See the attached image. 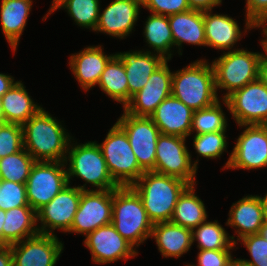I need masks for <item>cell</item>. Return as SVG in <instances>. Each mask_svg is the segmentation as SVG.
Wrapping results in <instances>:
<instances>
[{
  "label": "cell",
  "instance_id": "obj_19",
  "mask_svg": "<svg viewBox=\"0 0 267 266\" xmlns=\"http://www.w3.org/2000/svg\"><path fill=\"white\" fill-rule=\"evenodd\" d=\"M238 21L227 14H213L212 10L204 11V28L206 46L217 50L232 51L247 29L257 28L251 21H245V29L240 30ZM242 36V37H241Z\"/></svg>",
  "mask_w": 267,
  "mask_h": 266
},
{
  "label": "cell",
  "instance_id": "obj_2",
  "mask_svg": "<svg viewBox=\"0 0 267 266\" xmlns=\"http://www.w3.org/2000/svg\"><path fill=\"white\" fill-rule=\"evenodd\" d=\"M189 184L179 178L145 171L131 186L152 223L171 221L179 196Z\"/></svg>",
  "mask_w": 267,
  "mask_h": 266
},
{
  "label": "cell",
  "instance_id": "obj_44",
  "mask_svg": "<svg viewBox=\"0 0 267 266\" xmlns=\"http://www.w3.org/2000/svg\"><path fill=\"white\" fill-rule=\"evenodd\" d=\"M17 81L14 77L0 73V97H2Z\"/></svg>",
  "mask_w": 267,
  "mask_h": 266
},
{
  "label": "cell",
  "instance_id": "obj_40",
  "mask_svg": "<svg viewBox=\"0 0 267 266\" xmlns=\"http://www.w3.org/2000/svg\"><path fill=\"white\" fill-rule=\"evenodd\" d=\"M144 9L152 14L170 16L190 10L187 0H142Z\"/></svg>",
  "mask_w": 267,
  "mask_h": 266
},
{
  "label": "cell",
  "instance_id": "obj_14",
  "mask_svg": "<svg viewBox=\"0 0 267 266\" xmlns=\"http://www.w3.org/2000/svg\"><path fill=\"white\" fill-rule=\"evenodd\" d=\"M113 190L82 191L77 212L68 233L84 234L112 223Z\"/></svg>",
  "mask_w": 267,
  "mask_h": 266
},
{
  "label": "cell",
  "instance_id": "obj_10",
  "mask_svg": "<svg viewBox=\"0 0 267 266\" xmlns=\"http://www.w3.org/2000/svg\"><path fill=\"white\" fill-rule=\"evenodd\" d=\"M223 104L237 125L267 124V86L259 78L222 99Z\"/></svg>",
  "mask_w": 267,
  "mask_h": 266
},
{
  "label": "cell",
  "instance_id": "obj_29",
  "mask_svg": "<svg viewBox=\"0 0 267 266\" xmlns=\"http://www.w3.org/2000/svg\"><path fill=\"white\" fill-rule=\"evenodd\" d=\"M196 185H189L179 196L171 222L193 230L207 220L204 202L195 193Z\"/></svg>",
  "mask_w": 267,
  "mask_h": 266
},
{
  "label": "cell",
  "instance_id": "obj_49",
  "mask_svg": "<svg viewBox=\"0 0 267 266\" xmlns=\"http://www.w3.org/2000/svg\"><path fill=\"white\" fill-rule=\"evenodd\" d=\"M262 27V34L264 35V42L267 47V20L259 27Z\"/></svg>",
  "mask_w": 267,
  "mask_h": 266
},
{
  "label": "cell",
  "instance_id": "obj_34",
  "mask_svg": "<svg viewBox=\"0 0 267 266\" xmlns=\"http://www.w3.org/2000/svg\"><path fill=\"white\" fill-rule=\"evenodd\" d=\"M224 113L220 100L210 107L195 110L192 116L190 136L192 132L198 135L227 131L228 121Z\"/></svg>",
  "mask_w": 267,
  "mask_h": 266
},
{
  "label": "cell",
  "instance_id": "obj_12",
  "mask_svg": "<svg viewBox=\"0 0 267 266\" xmlns=\"http://www.w3.org/2000/svg\"><path fill=\"white\" fill-rule=\"evenodd\" d=\"M116 123L125 131L139 166L144 171H153L158 136L161 134L153 120L136 117L123 110Z\"/></svg>",
  "mask_w": 267,
  "mask_h": 266
},
{
  "label": "cell",
  "instance_id": "obj_42",
  "mask_svg": "<svg viewBox=\"0 0 267 266\" xmlns=\"http://www.w3.org/2000/svg\"><path fill=\"white\" fill-rule=\"evenodd\" d=\"M245 20L259 28L267 20V0H245Z\"/></svg>",
  "mask_w": 267,
  "mask_h": 266
},
{
  "label": "cell",
  "instance_id": "obj_43",
  "mask_svg": "<svg viewBox=\"0 0 267 266\" xmlns=\"http://www.w3.org/2000/svg\"><path fill=\"white\" fill-rule=\"evenodd\" d=\"M193 10L208 11L213 10L222 4V0H187Z\"/></svg>",
  "mask_w": 267,
  "mask_h": 266
},
{
  "label": "cell",
  "instance_id": "obj_45",
  "mask_svg": "<svg viewBox=\"0 0 267 266\" xmlns=\"http://www.w3.org/2000/svg\"><path fill=\"white\" fill-rule=\"evenodd\" d=\"M0 266H13V256L10 245L0 250Z\"/></svg>",
  "mask_w": 267,
  "mask_h": 266
},
{
  "label": "cell",
  "instance_id": "obj_37",
  "mask_svg": "<svg viewBox=\"0 0 267 266\" xmlns=\"http://www.w3.org/2000/svg\"><path fill=\"white\" fill-rule=\"evenodd\" d=\"M22 206H29L26 185L1 179L0 209L7 211Z\"/></svg>",
  "mask_w": 267,
  "mask_h": 266
},
{
  "label": "cell",
  "instance_id": "obj_18",
  "mask_svg": "<svg viewBox=\"0 0 267 266\" xmlns=\"http://www.w3.org/2000/svg\"><path fill=\"white\" fill-rule=\"evenodd\" d=\"M142 0H112L101 13L95 32L124 39L132 33L139 17Z\"/></svg>",
  "mask_w": 267,
  "mask_h": 266
},
{
  "label": "cell",
  "instance_id": "obj_26",
  "mask_svg": "<svg viewBox=\"0 0 267 266\" xmlns=\"http://www.w3.org/2000/svg\"><path fill=\"white\" fill-rule=\"evenodd\" d=\"M32 5L33 0H1V30L13 53L23 35Z\"/></svg>",
  "mask_w": 267,
  "mask_h": 266
},
{
  "label": "cell",
  "instance_id": "obj_11",
  "mask_svg": "<svg viewBox=\"0 0 267 266\" xmlns=\"http://www.w3.org/2000/svg\"><path fill=\"white\" fill-rule=\"evenodd\" d=\"M245 127L236 139L225 169L252 170L267 167V125H238Z\"/></svg>",
  "mask_w": 267,
  "mask_h": 266
},
{
  "label": "cell",
  "instance_id": "obj_3",
  "mask_svg": "<svg viewBox=\"0 0 267 266\" xmlns=\"http://www.w3.org/2000/svg\"><path fill=\"white\" fill-rule=\"evenodd\" d=\"M171 94L194 111L215 104L220 99L212 64L200 59L172 72Z\"/></svg>",
  "mask_w": 267,
  "mask_h": 266
},
{
  "label": "cell",
  "instance_id": "obj_53",
  "mask_svg": "<svg viewBox=\"0 0 267 266\" xmlns=\"http://www.w3.org/2000/svg\"><path fill=\"white\" fill-rule=\"evenodd\" d=\"M6 246L7 245L5 244V242L0 238V250L3 249Z\"/></svg>",
  "mask_w": 267,
  "mask_h": 266
},
{
  "label": "cell",
  "instance_id": "obj_7",
  "mask_svg": "<svg viewBox=\"0 0 267 266\" xmlns=\"http://www.w3.org/2000/svg\"><path fill=\"white\" fill-rule=\"evenodd\" d=\"M98 145L110 176L119 187L132 186L145 172L138 164L125 131L116 122Z\"/></svg>",
  "mask_w": 267,
  "mask_h": 266
},
{
  "label": "cell",
  "instance_id": "obj_33",
  "mask_svg": "<svg viewBox=\"0 0 267 266\" xmlns=\"http://www.w3.org/2000/svg\"><path fill=\"white\" fill-rule=\"evenodd\" d=\"M234 236H230L218 220H206L192 230V243L197 241L199 250H233L236 246Z\"/></svg>",
  "mask_w": 267,
  "mask_h": 266
},
{
  "label": "cell",
  "instance_id": "obj_47",
  "mask_svg": "<svg viewBox=\"0 0 267 266\" xmlns=\"http://www.w3.org/2000/svg\"><path fill=\"white\" fill-rule=\"evenodd\" d=\"M259 199L261 201L262 208H263L264 222H267V193L264 195V197L260 195Z\"/></svg>",
  "mask_w": 267,
  "mask_h": 266
},
{
  "label": "cell",
  "instance_id": "obj_36",
  "mask_svg": "<svg viewBox=\"0 0 267 266\" xmlns=\"http://www.w3.org/2000/svg\"><path fill=\"white\" fill-rule=\"evenodd\" d=\"M227 131H218L212 133L194 135L193 147L198 156L208 159H217L227 151Z\"/></svg>",
  "mask_w": 267,
  "mask_h": 266
},
{
  "label": "cell",
  "instance_id": "obj_9",
  "mask_svg": "<svg viewBox=\"0 0 267 266\" xmlns=\"http://www.w3.org/2000/svg\"><path fill=\"white\" fill-rule=\"evenodd\" d=\"M65 162L36 161L26 182L28 205L36 212L47 205L67 184Z\"/></svg>",
  "mask_w": 267,
  "mask_h": 266
},
{
  "label": "cell",
  "instance_id": "obj_8",
  "mask_svg": "<svg viewBox=\"0 0 267 266\" xmlns=\"http://www.w3.org/2000/svg\"><path fill=\"white\" fill-rule=\"evenodd\" d=\"M186 139L180 136L160 134L156 146L155 168L153 172L179 178L189 185H197L198 158L186 146Z\"/></svg>",
  "mask_w": 267,
  "mask_h": 266
},
{
  "label": "cell",
  "instance_id": "obj_52",
  "mask_svg": "<svg viewBox=\"0 0 267 266\" xmlns=\"http://www.w3.org/2000/svg\"><path fill=\"white\" fill-rule=\"evenodd\" d=\"M0 123H4L3 113H2V100L0 97Z\"/></svg>",
  "mask_w": 267,
  "mask_h": 266
},
{
  "label": "cell",
  "instance_id": "obj_22",
  "mask_svg": "<svg viewBox=\"0 0 267 266\" xmlns=\"http://www.w3.org/2000/svg\"><path fill=\"white\" fill-rule=\"evenodd\" d=\"M123 62L128 79L129 101L149 80L151 74L165 61L158 54L147 50H131L116 53Z\"/></svg>",
  "mask_w": 267,
  "mask_h": 266
},
{
  "label": "cell",
  "instance_id": "obj_6",
  "mask_svg": "<svg viewBox=\"0 0 267 266\" xmlns=\"http://www.w3.org/2000/svg\"><path fill=\"white\" fill-rule=\"evenodd\" d=\"M70 141L65 165L68 167L67 180L71 183L73 177L85 181V184L77 186L80 190H114L119 186L114 182L107 169L106 161L96 141L86 143H72ZM69 161V162H68ZM69 163V164H68ZM90 184L96 189H88Z\"/></svg>",
  "mask_w": 267,
  "mask_h": 266
},
{
  "label": "cell",
  "instance_id": "obj_21",
  "mask_svg": "<svg viewBox=\"0 0 267 266\" xmlns=\"http://www.w3.org/2000/svg\"><path fill=\"white\" fill-rule=\"evenodd\" d=\"M193 112L171 94L157 106L150 118L161 134L187 138L190 136Z\"/></svg>",
  "mask_w": 267,
  "mask_h": 266
},
{
  "label": "cell",
  "instance_id": "obj_1",
  "mask_svg": "<svg viewBox=\"0 0 267 266\" xmlns=\"http://www.w3.org/2000/svg\"><path fill=\"white\" fill-rule=\"evenodd\" d=\"M24 149L35 161L65 162L72 136L42 107L22 125Z\"/></svg>",
  "mask_w": 267,
  "mask_h": 266
},
{
  "label": "cell",
  "instance_id": "obj_27",
  "mask_svg": "<svg viewBox=\"0 0 267 266\" xmlns=\"http://www.w3.org/2000/svg\"><path fill=\"white\" fill-rule=\"evenodd\" d=\"M22 81H18L1 97L4 123L23 125L42 107L31 99Z\"/></svg>",
  "mask_w": 267,
  "mask_h": 266
},
{
  "label": "cell",
  "instance_id": "obj_50",
  "mask_svg": "<svg viewBox=\"0 0 267 266\" xmlns=\"http://www.w3.org/2000/svg\"><path fill=\"white\" fill-rule=\"evenodd\" d=\"M226 266H244L239 258H233Z\"/></svg>",
  "mask_w": 267,
  "mask_h": 266
},
{
  "label": "cell",
  "instance_id": "obj_16",
  "mask_svg": "<svg viewBox=\"0 0 267 266\" xmlns=\"http://www.w3.org/2000/svg\"><path fill=\"white\" fill-rule=\"evenodd\" d=\"M83 242L90 250L95 264H110L118 260L128 261L138 255V250L116 231L112 223L89 233Z\"/></svg>",
  "mask_w": 267,
  "mask_h": 266
},
{
  "label": "cell",
  "instance_id": "obj_41",
  "mask_svg": "<svg viewBox=\"0 0 267 266\" xmlns=\"http://www.w3.org/2000/svg\"><path fill=\"white\" fill-rule=\"evenodd\" d=\"M197 265L185 266H226L234 257L231 250H198Z\"/></svg>",
  "mask_w": 267,
  "mask_h": 266
},
{
  "label": "cell",
  "instance_id": "obj_20",
  "mask_svg": "<svg viewBox=\"0 0 267 266\" xmlns=\"http://www.w3.org/2000/svg\"><path fill=\"white\" fill-rule=\"evenodd\" d=\"M114 55H107L101 45H93L72 54L68 64L81 88L87 92L98 85L103 70Z\"/></svg>",
  "mask_w": 267,
  "mask_h": 266
},
{
  "label": "cell",
  "instance_id": "obj_51",
  "mask_svg": "<svg viewBox=\"0 0 267 266\" xmlns=\"http://www.w3.org/2000/svg\"><path fill=\"white\" fill-rule=\"evenodd\" d=\"M263 238L267 241V222H264V224L262 225L260 232H259Z\"/></svg>",
  "mask_w": 267,
  "mask_h": 266
},
{
  "label": "cell",
  "instance_id": "obj_4",
  "mask_svg": "<svg viewBox=\"0 0 267 266\" xmlns=\"http://www.w3.org/2000/svg\"><path fill=\"white\" fill-rule=\"evenodd\" d=\"M112 224L136 250L151 237L153 223L138 193L131 187L113 190Z\"/></svg>",
  "mask_w": 267,
  "mask_h": 266
},
{
  "label": "cell",
  "instance_id": "obj_31",
  "mask_svg": "<svg viewBox=\"0 0 267 266\" xmlns=\"http://www.w3.org/2000/svg\"><path fill=\"white\" fill-rule=\"evenodd\" d=\"M98 86L106 96L122 104L123 108L129 102L128 79L123 62L116 53L103 70Z\"/></svg>",
  "mask_w": 267,
  "mask_h": 266
},
{
  "label": "cell",
  "instance_id": "obj_23",
  "mask_svg": "<svg viewBox=\"0 0 267 266\" xmlns=\"http://www.w3.org/2000/svg\"><path fill=\"white\" fill-rule=\"evenodd\" d=\"M226 226L235 229L237 240L258 234L264 224L263 208L258 195H247L233 203L229 210Z\"/></svg>",
  "mask_w": 267,
  "mask_h": 266
},
{
  "label": "cell",
  "instance_id": "obj_28",
  "mask_svg": "<svg viewBox=\"0 0 267 266\" xmlns=\"http://www.w3.org/2000/svg\"><path fill=\"white\" fill-rule=\"evenodd\" d=\"M2 240L11 245L39 234L36 211L30 206L16 207L5 211Z\"/></svg>",
  "mask_w": 267,
  "mask_h": 266
},
{
  "label": "cell",
  "instance_id": "obj_38",
  "mask_svg": "<svg viewBox=\"0 0 267 266\" xmlns=\"http://www.w3.org/2000/svg\"><path fill=\"white\" fill-rule=\"evenodd\" d=\"M24 148L22 125L0 123V159Z\"/></svg>",
  "mask_w": 267,
  "mask_h": 266
},
{
  "label": "cell",
  "instance_id": "obj_15",
  "mask_svg": "<svg viewBox=\"0 0 267 266\" xmlns=\"http://www.w3.org/2000/svg\"><path fill=\"white\" fill-rule=\"evenodd\" d=\"M165 60L149 77L145 86L125 105L124 111L136 117H150L172 93V72Z\"/></svg>",
  "mask_w": 267,
  "mask_h": 266
},
{
  "label": "cell",
  "instance_id": "obj_39",
  "mask_svg": "<svg viewBox=\"0 0 267 266\" xmlns=\"http://www.w3.org/2000/svg\"><path fill=\"white\" fill-rule=\"evenodd\" d=\"M240 241V244L246 247L252 259L239 258L244 266H267V241L260 233L247 235L238 240V242Z\"/></svg>",
  "mask_w": 267,
  "mask_h": 266
},
{
  "label": "cell",
  "instance_id": "obj_32",
  "mask_svg": "<svg viewBox=\"0 0 267 266\" xmlns=\"http://www.w3.org/2000/svg\"><path fill=\"white\" fill-rule=\"evenodd\" d=\"M51 3L43 20L57 9H66L68 15L79 27L95 31L99 20L100 0H52Z\"/></svg>",
  "mask_w": 267,
  "mask_h": 266
},
{
  "label": "cell",
  "instance_id": "obj_17",
  "mask_svg": "<svg viewBox=\"0 0 267 266\" xmlns=\"http://www.w3.org/2000/svg\"><path fill=\"white\" fill-rule=\"evenodd\" d=\"M13 266H55L64 245L54 235L38 234L10 245Z\"/></svg>",
  "mask_w": 267,
  "mask_h": 266
},
{
  "label": "cell",
  "instance_id": "obj_30",
  "mask_svg": "<svg viewBox=\"0 0 267 266\" xmlns=\"http://www.w3.org/2000/svg\"><path fill=\"white\" fill-rule=\"evenodd\" d=\"M145 21L143 36L152 53L161 55L165 60H171L173 57L172 48L174 49V41L170 28L168 16L152 14Z\"/></svg>",
  "mask_w": 267,
  "mask_h": 266
},
{
  "label": "cell",
  "instance_id": "obj_24",
  "mask_svg": "<svg viewBox=\"0 0 267 266\" xmlns=\"http://www.w3.org/2000/svg\"><path fill=\"white\" fill-rule=\"evenodd\" d=\"M174 46L182 55V44L206 46L204 11L190 9L185 12L168 16Z\"/></svg>",
  "mask_w": 267,
  "mask_h": 266
},
{
  "label": "cell",
  "instance_id": "obj_25",
  "mask_svg": "<svg viewBox=\"0 0 267 266\" xmlns=\"http://www.w3.org/2000/svg\"><path fill=\"white\" fill-rule=\"evenodd\" d=\"M163 258H179L192 246V230L171 221L154 223L151 237Z\"/></svg>",
  "mask_w": 267,
  "mask_h": 266
},
{
  "label": "cell",
  "instance_id": "obj_48",
  "mask_svg": "<svg viewBox=\"0 0 267 266\" xmlns=\"http://www.w3.org/2000/svg\"><path fill=\"white\" fill-rule=\"evenodd\" d=\"M5 211L0 209V238L2 239V227L5 220Z\"/></svg>",
  "mask_w": 267,
  "mask_h": 266
},
{
  "label": "cell",
  "instance_id": "obj_13",
  "mask_svg": "<svg viewBox=\"0 0 267 266\" xmlns=\"http://www.w3.org/2000/svg\"><path fill=\"white\" fill-rule=\"evenodd\" d=\"M70 185L67 184L47 205L36 212L40 234L54 235L55 230L67 233L71 229L83 190Z\"/></svg>",
  "mask_w": 267,
  "mask_h": 266
},
{
  "label": "cell",
  "instance_id": "obj_46",
  "mask_svg": "<svg viewBox=\"0 0 267 266\" xmlns=\"http://www.w3.org/2000/svg\"><path fill=\"white\" fill-rule=\"evenodd\" d=\"M259 80L267 86V52L263 56L259 66Z\"/></svg>",
  "mask_w": 267,
  "mask_h": 266
},
{
  "label": "cell",
  "instance_id": "obj_35",
  "mask_svg": "<svg viewBox=\"0 0 267 266\" xmlns=\"http://www.w3.org/2000/svg\"><path fill=\"white\" fill-rule=\"evenodd\" d=\"M35 159L23 148L0 159V179L26 184Z\"/></svg>",
  "mask_w": 267,
  "mask_h": 266
},
{
  "label": "cell",
  "instance_id": "obj_5",
  "mask_svg": "<svg viewBox=\"0 0 267 266\" xmlns=\"http://www.w3.org/2000/svg\"><path fill=\"white\" fill-rule=\"evenodd\" d=\"M262 52H251L246 49L234 48L235 50L223 52L219 58L211 62L215 74V88L225 90L220 97L225 100L230 94L243 88L259 78V66L265 55L266 45L264 39L260 41Z\"/></svg>",
  "mask_w": 267,
  "mask_h": 266
}]
</instances>
